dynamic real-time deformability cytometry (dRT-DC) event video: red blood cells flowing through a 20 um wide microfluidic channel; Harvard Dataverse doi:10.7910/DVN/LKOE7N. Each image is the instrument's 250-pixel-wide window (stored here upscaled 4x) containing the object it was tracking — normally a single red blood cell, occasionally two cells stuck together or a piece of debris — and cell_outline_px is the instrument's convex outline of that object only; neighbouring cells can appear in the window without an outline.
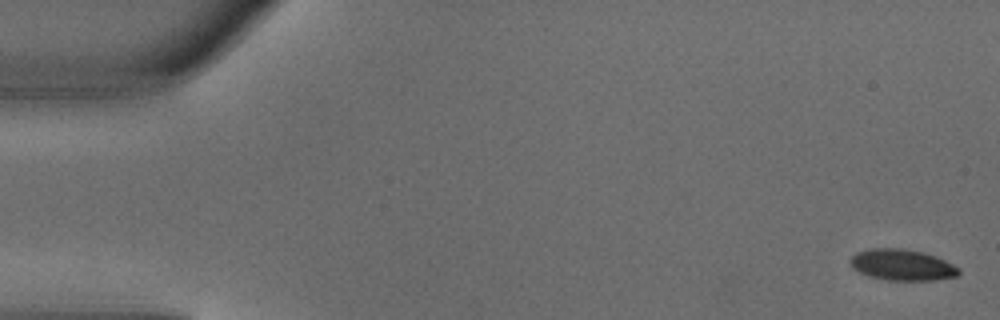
{"species": "common noctule bat (a hibernating species)", "species_latin": "Nyctalus noctula", "temperature_condition": "warm", "stored_images_in_passage": 5, "segment_of_instrument_passage": [1, 2], "camera_frame_rate_fps": 3000, "um_per_image_px": 0.085, "animal": {"sex": "male", "body_mass_g": 18.8}, "frame": {"image": 1, "passage_image": 1, "time_ms": 0.0, "image_size_px": [1000, 320], "cell_outline_px": [[960, 272], [956, 276], [932, 280], [888, 280], [868, 276], [852, 268], [848, 260], [856, 252], [872, 248], [904, 248], [924, 252], [936, 256], [960, 268]], "centroid_in_image_um": [76.65, 22.5], "position_along_channel_um": 8.3, "area_um2": 19.77}}
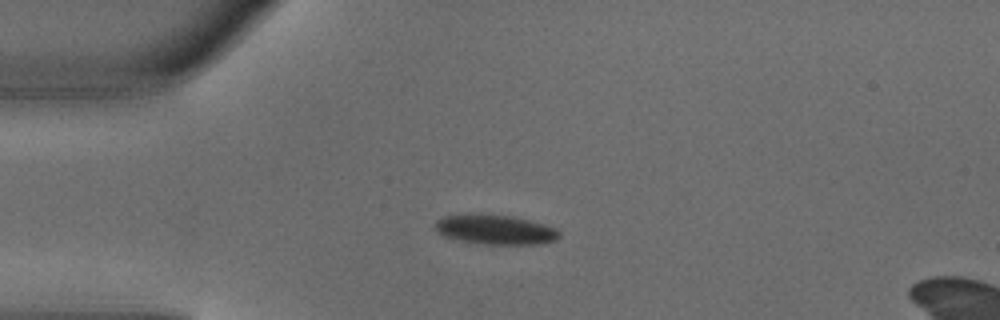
{"frame": {"image": 2, "passage_image": 4, "time_ms": 1.0, "image_size_px": [1000, 320], "cell_outline_px": [[560, 236], [556, 240], [536, 244], [484, 244], [460, 240], [444, 236], [436, 228], [436, 220], [444, 216], [468, 212], [480, 212], [512, 216], [528, 220], [556, 228], [560, 232]], "centroid_in_image_um": [42.08, 19.48], "position_along_channel_um": 42.9, "area_um2": 21.68}}